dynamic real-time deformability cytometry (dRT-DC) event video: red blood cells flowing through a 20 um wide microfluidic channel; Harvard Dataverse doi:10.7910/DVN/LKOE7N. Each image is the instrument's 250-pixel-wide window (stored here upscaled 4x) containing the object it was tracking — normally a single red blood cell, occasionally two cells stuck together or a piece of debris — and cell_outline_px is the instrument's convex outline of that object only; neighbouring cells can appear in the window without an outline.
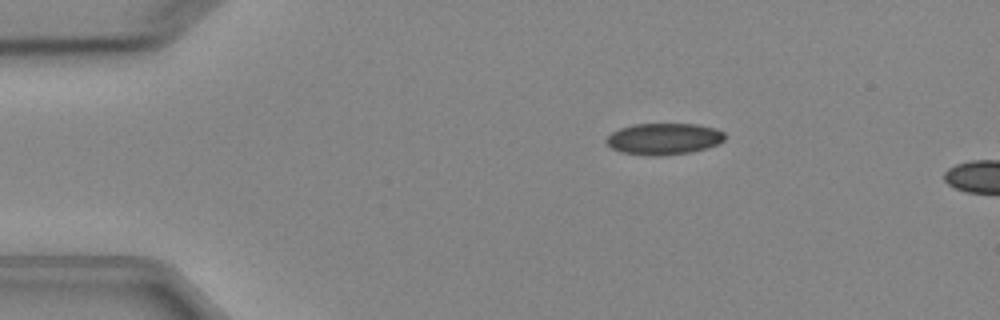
{"species": "Egyptian fruit bat (a non-hibernating species)", "species_latin": "Rousettus aegyptiacus", "temperature_condition": "cold", "stored_images_in_passage": 4, "camera_frame_rate_fps": 3000, "um_per_image_px": 0.085, "animal": {"sex": "female"}, "frame": {"image": 1, "passage_image": 3, "time_ms": 2.333, "image_size_px": [1000, 320], "cell_outline_px": [[724, 140], [716, 144], [704, 148], [688, 152], [660, 156], [648, 156], [620, 152], [612, 148], [604, 140], [612, 132], [620, 128], [632, 124], [696, 124], [716, 128], [724, 132]], "centroid_in_image_um": [56.38, 11.8], "position_along_channel_um": 28.6, "area_um2": 21.68}}